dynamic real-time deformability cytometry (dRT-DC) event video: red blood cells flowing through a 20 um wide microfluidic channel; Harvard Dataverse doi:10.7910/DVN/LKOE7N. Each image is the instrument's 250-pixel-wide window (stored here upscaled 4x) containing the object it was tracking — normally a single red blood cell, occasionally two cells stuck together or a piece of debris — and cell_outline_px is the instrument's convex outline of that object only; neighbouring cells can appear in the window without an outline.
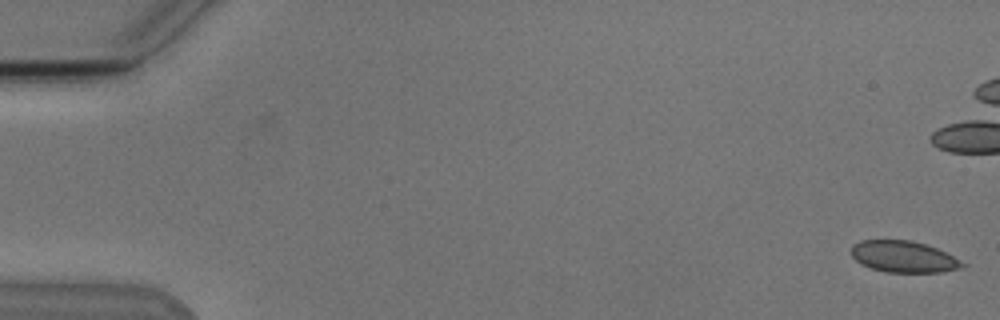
{"species": "Egyptian fruit bat (a non-hibernating species)", "species_latin": "Rousettus aegyptiacus", "temperature_condition": "cold", "stored_images_in_passage": 2, "camera_frame_rate_fps": 3000, "um_per_image_px": 0.085, "animal": {"sex": "male"}, "frame": {"image": 1, "passage_image": 2, "time_ms": 1.333, "image_size_px": [1000, 320], "cell_outline_px": [[968, 264], [964, 268], [940, 272], [884, 272], [860, 264], [852, 256], [852, 244], [860, 240], [912, 240], [936, 248]], "centroid_in_image_um": [76.81, 21.82], "position_along_channel_um": 8.2, "area_um2": 20.4}}